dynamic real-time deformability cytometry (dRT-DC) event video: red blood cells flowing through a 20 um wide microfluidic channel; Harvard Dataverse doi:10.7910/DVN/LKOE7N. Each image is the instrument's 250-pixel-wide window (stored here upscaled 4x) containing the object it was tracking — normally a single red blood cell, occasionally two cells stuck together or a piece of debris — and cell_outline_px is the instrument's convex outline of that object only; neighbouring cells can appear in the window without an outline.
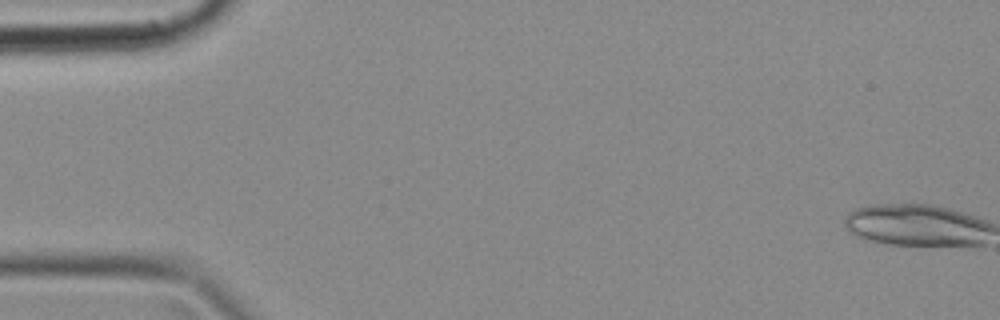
{"species": "common noctule bat (a hibernating species)", "species_latin": "Nyctalus noctula", "temperature_condition": "cold", "stored_images_in_passage": 49, "camera_frame_rate_fps": 3000, "um_per_image_px": 0.085, "animal": {"sex": "female", "body_mass_g": 18.4}, "frame": {"image": 1, "passage_image": 1, "time_ms": 0.0, "image_size_px": [1000, 320], "cell_outline_px": [[984, 228], [960, 244], [904, 244], [884, 240], [868, 236], [864, 232], [864, 212], [900, 208], [924, 208], [944, 212], [968, 220]], "centroid_in_image_um": [78.07, 19.26], "position_along_channel_um": 6.9, "area_um2": 24.51}}